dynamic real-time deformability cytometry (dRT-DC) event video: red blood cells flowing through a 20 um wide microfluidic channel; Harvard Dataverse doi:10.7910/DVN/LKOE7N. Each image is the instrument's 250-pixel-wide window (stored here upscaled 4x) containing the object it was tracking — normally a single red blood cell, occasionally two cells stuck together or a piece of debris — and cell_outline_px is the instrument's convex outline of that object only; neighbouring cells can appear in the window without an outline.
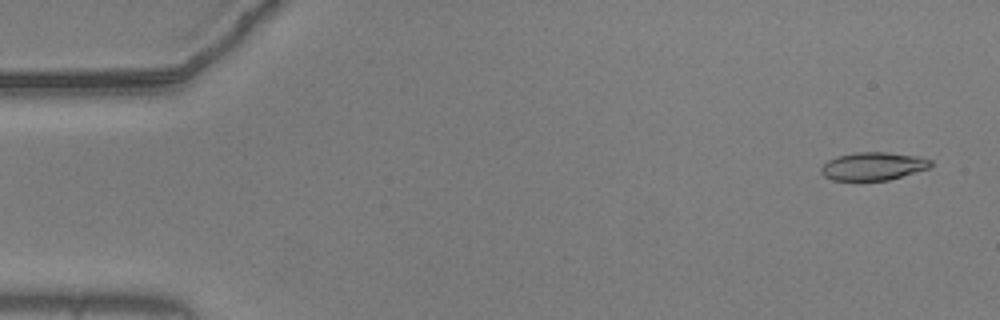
{"species": "common noctule bat (a hibernating species)", "species_latin": "Nyctalus noctula", "temperature_condition": "warm", "stored_images_in_passage": 55, "camera_frame_rate_fps": 3000, "um_per_image_px": 0.085, "animal": {"sex": "male", "body_mass_g": 20.5, "forearm_length_mm": 52.5}, "frame": {"image": 1, "passage_image": 3, "time_ms": 0.667, "image_size_px": [1000, 320], "cell_outline_px": [[932, 164], [928, 168], [888, 180], [832, 180], [824, 176], [820, 172], [820, 168], [828, 160], [836, 156], [856, 152], [884, 152], [920, 156], [932, 160]], "centroid_in_image_um": [74.2, 14.12], "position_along_channel_um": 10.8, "area_um2": 17.86}}
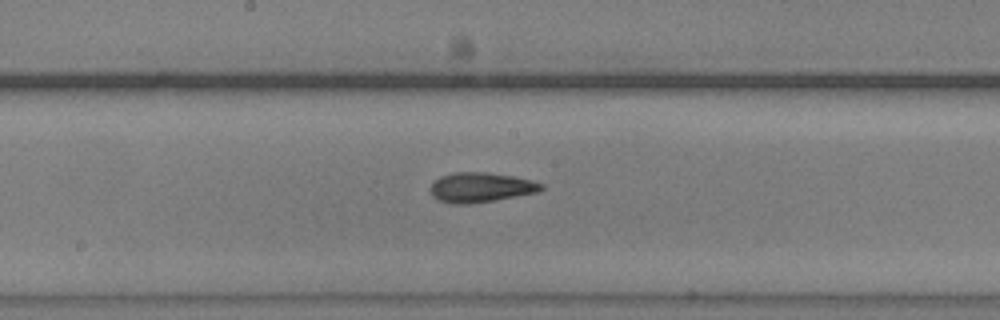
{"frame": {"image": 2, "passage_image": 29, "time_ms": 9.333, "image_size_px": [1000, 320], "cell_outline_px": [[544, 188], [536, 192], [492, 200], [468, 204], [452, 204], [440, 200], [432, 196], [428, 188], [440, 176], [452, 172], [488, 172], [512, 176], [532, 180], [544, 184]], "centroid_in_image_um": [40.82, 15.91], "position_along_channel_um": 207.4, "area_um2": 19.13}}
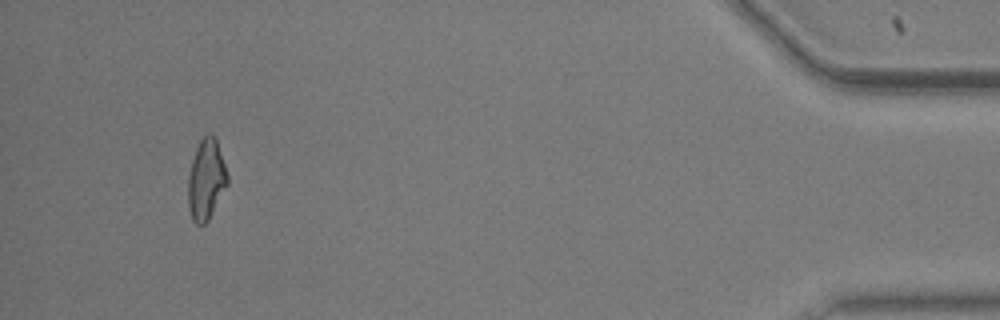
{"frame": {"image": 3, "passage_image": 52, "time_ms": 17.0, "image_size_px": [1000, 320], "cell_outline_px": [[228, 184], [208, 220], [204, 224], [196, 224], [192, 220], [188, 208], [188, 176], [192, 160], [196, 148], [200, 140], [208, 132], [212, 132], [216, 136], [228, 176]], "centroid_in_image_um": [17.52, 15.23], "position_along_channel_um": 417.7, "area_um2": 18.61}, "authors_computed_cell_mechanics": {"area_um2": 18.496, "velocity_mm_per_s": 3.69, "shape_relaxation_time_tau1_ms": 4.4189, "shape_relaxation_time_tau2_ms": 2.8462, "deformation_change_tau1": 0.1651, "deformation_change_tau2": 0.1202}}